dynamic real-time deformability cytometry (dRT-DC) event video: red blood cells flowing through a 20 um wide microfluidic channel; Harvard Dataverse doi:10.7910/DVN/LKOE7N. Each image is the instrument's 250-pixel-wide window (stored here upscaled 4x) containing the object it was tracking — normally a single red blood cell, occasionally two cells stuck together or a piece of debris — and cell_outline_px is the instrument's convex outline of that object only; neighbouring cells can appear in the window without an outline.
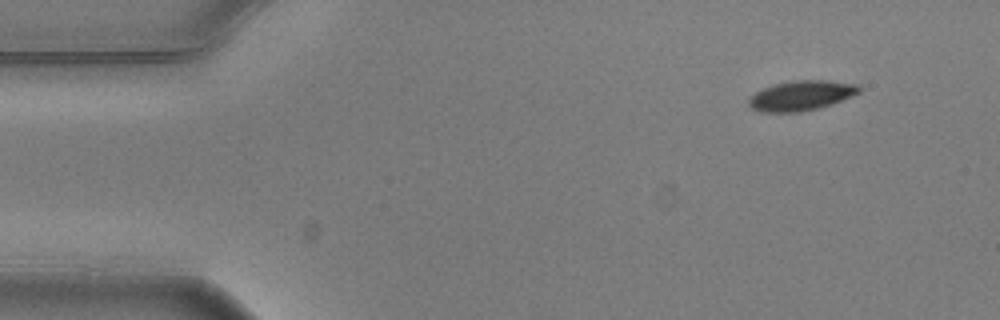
{"species": "common noctule bat (a hibernating species)", "species_latin": "Nyctalus noctula", "temperature_condition": "warm", "stored_images_in_passage": 4, "camera_frame_rate_fps": 3000, "um_per_image_px": 0.085, "animal": {"sex": "male", "body_mass_g": 20.5, "forearm_length_mm": 52.5}, "frame": {"image": 1, "passage_image": 1, "time_ms": 0.0, "image_size_px": [1000, 320], "cell_outline_px": [[860, 92], [852, 96], [832, 104], [800, 112], [760, 112], [752, 108], [748, 104], [748, 96], [772, 84], [792, 80], [828, 80], [860, 84]], "centroid_in_image_um": [68.09, 8.11], "position_along_channel_um": 16.9, "area_um2": 19.42}}
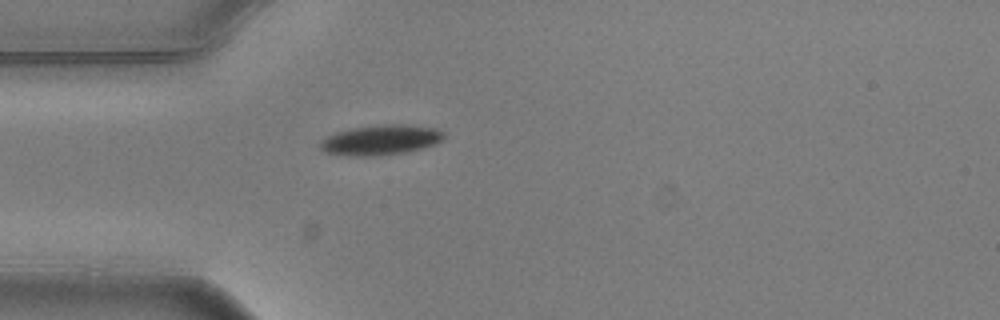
{"frame": {"image": 2, "passage_image": 4, "time_ms": 1.0, "image_size_px": [1000, 320], "cell_outline_px": [[444, 140], [436, 144], [424, 148], [404, 152], [380, 156], [348, 156], [324, 152], [320, 148], [320, 144], [328, 136], [336, 132], [352, 128], [380, 124], [408, 124], [436, 128], [444, 132]], "centroid_in_image_um": [32.41, 11.89], "position_along_channel_um": 52.6, "area_um2": 21.91}}